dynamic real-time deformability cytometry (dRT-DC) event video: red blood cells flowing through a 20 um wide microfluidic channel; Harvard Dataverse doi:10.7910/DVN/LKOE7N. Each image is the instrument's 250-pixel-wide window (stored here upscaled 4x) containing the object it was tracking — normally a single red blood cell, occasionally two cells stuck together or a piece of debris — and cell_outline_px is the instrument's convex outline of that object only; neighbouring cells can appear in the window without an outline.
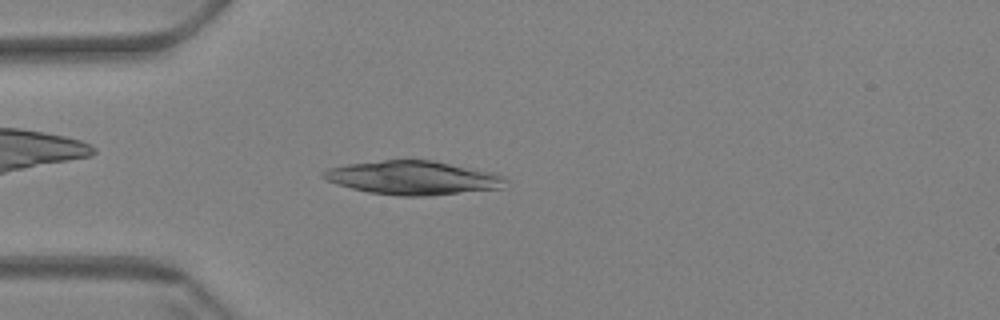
{"species": "Egyptian fruit bat (a non-hibernating species)", "species_latin": "Rousettus aegyptiacus", "temperature_condition": "warm", "stored_images_in_passage": 58, "camera_frame_rate_fps": 3000, "um_per_image_px": 0.085, "animal": {"sex": "female"}, "frame": {"image": 1, "passage_image": 15, "time_ms": 4.667, "image_size_px": [1000, 320], "cell_outline_px": [[508, 180], [500, 188], [428, 196], [400, 196], [368, 192], [336, 184], [320, 176], [320, 172], [328, 168], [348, 164], [384, 160], [432, 160], [496, 172], [504, 176]], "centroid_in_image_um": [35.11, 15.11], "position_along_channel_um": 49.9, "area_um2": 35.89}}
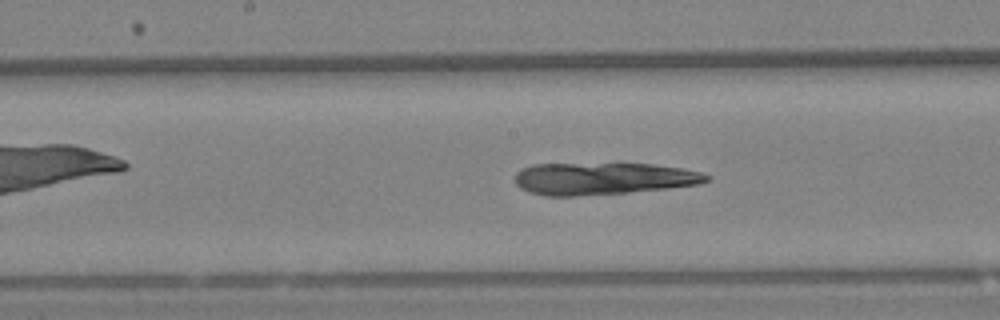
{"frame": {"image": 2, "passage_image": 29, "time_ms": 9.333, "image_size_px": [1000, 320], "cell_outline_px": [[712, 176], [708, 180], [700, 184], [668, 188], [628, 192], [576, 196], [544, 196], [528, 192], [520, 188], [516, 184], [516, 172], [532, 164], [652, 164], [680, 168], [700, 172]], "centroid_in_image_um": [51.25, 15.19], "position_along_channel_um": 197.0, "area_um2": 35.72}}
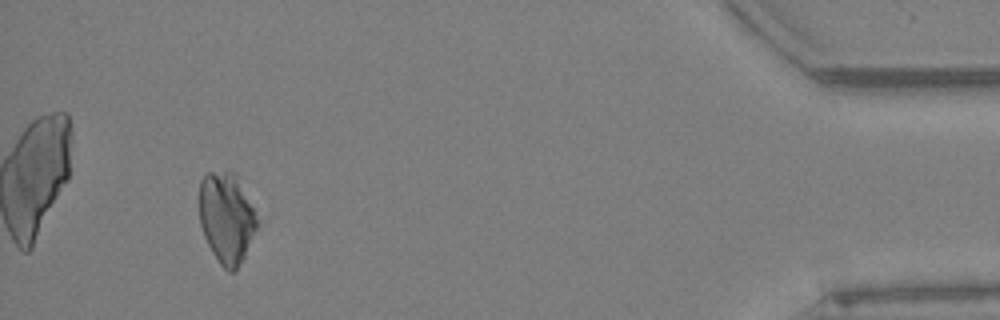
{"frame": {"image": 3, "passage_image": 54, "time_ms": 17.667, "image_size_px": [1000, 320], "cell_outline_px": [[260, 220], [244, 260], [236, 272], [228, 272], [220, 264], [212, 252], [204, 236], [200, 224], [200, 180], [208, 172], [236, 172]], "centroid_in_image_um": [19.3, 18.54], "position_along_channel_um": 415.9, "area_um2": 31.04}}